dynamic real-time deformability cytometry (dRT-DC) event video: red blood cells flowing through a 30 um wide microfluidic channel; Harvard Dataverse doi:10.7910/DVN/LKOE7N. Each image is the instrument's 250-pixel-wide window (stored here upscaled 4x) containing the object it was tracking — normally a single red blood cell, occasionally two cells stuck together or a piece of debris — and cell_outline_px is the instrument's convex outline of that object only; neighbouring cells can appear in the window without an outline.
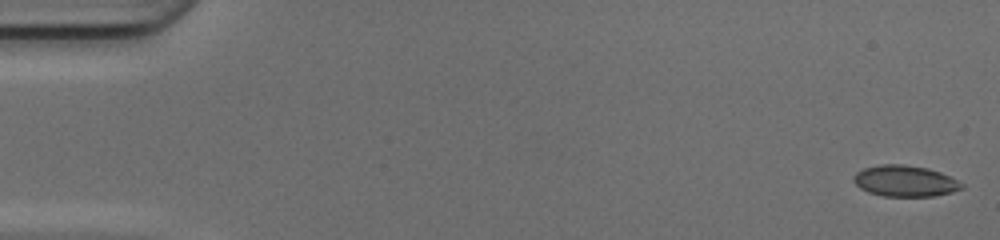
{"species": "common noctule bat (a hibernating species)", "species_latin": "Nyctalus noctula", "temperature_condition": "cold", "stored_images_in_passage": 49, "camera_frame_rate_fps": 3000, "um_per_image_px": 0.085, "animal": {"sex": "female", "body_mass_g": 17.0, "forearm_length_mm": 48.0}, "frame": {"image": 1, "passage_image": 1, "time_ms": 0.0, "image_size_px": [1000, 240], "cell_outline_px": [[964, 188], [952, 192], [936, 196], [884, 196], [868, 192], [860, 188], [852, 180], [852, 176], [856, 172], [864, 168], [880, 164], [904, 164], [928, 168], [940, 172], [964, 184]], "centroid_in_image_um": [76.91, 15.38], "position_along_channel_um": 8.1, "area_um2": 19.71}}
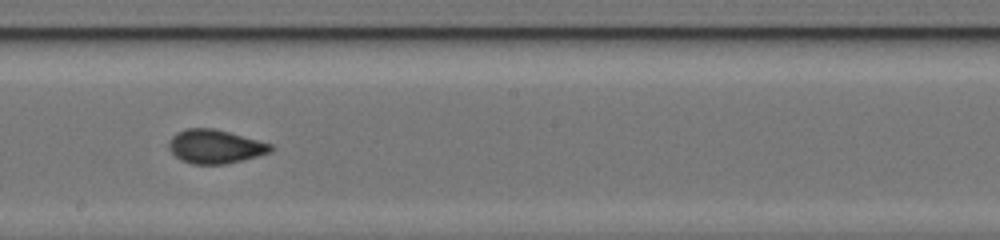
{"frame": {"image": 2, "passage_image": 28, "time_ms": 9.0, "image_size_px": [1000, 240], "cell_outline_px": [[272, 152], [224, 164], [192, 164], [180, 160], [168, 148], [168, 144], [172, 136], [176, 132], [188, 128], [212, 128], [228, 132], [272, 144]], "centroid_in_image_um": [18.25, 12.45], "position_along_channel_um": 230.0, "area_um2": 19.83}}
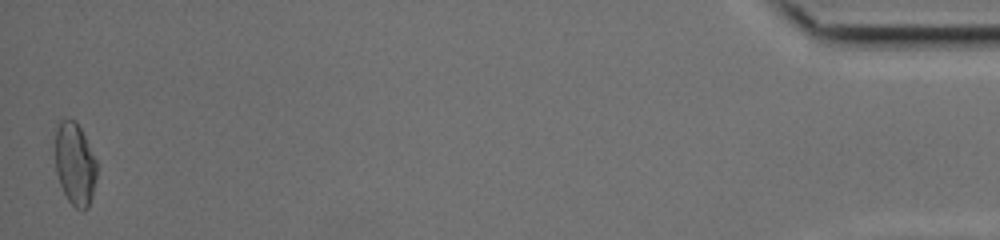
{"frame": {"image": 3, "passage_image": 49, "time_ms": 16.0, "image_size_px": [1000, 240], "cell_outline_px": [[96, 176], [92, 196], [88, 208], [84, 212], [76, 208], [68, 200], [60, 184], [56, 172], [56, 132], [60, 120], [76, 120], [96, 160]], "centroid_in_image_um": [6.38, 13.98], "position_along_channel_um": 428.8, "area_um2": 19.71}, "authors_computed_cell_mechanics": {"area_um2": 19.652, "velocity_mm_per_s": 4.2104, "shape_relaxation_time_tau1_ms": 5.6812, "shape_relaxation_time_tau2_ms": 1.232, "deformation_change_tau1": 0.1619, "deformation_change_tau2": 0.0583}}